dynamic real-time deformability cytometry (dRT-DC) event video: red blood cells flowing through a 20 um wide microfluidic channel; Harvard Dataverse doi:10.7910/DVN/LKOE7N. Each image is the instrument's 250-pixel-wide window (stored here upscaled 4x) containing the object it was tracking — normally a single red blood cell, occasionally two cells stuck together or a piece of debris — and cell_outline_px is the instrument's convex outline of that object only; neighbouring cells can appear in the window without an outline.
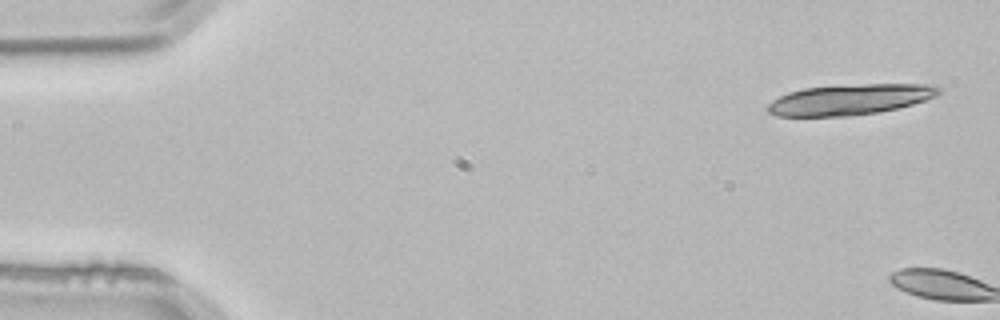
{"species": "common noctule bat (a hibernating species)", "species_latin": "Nyctalus noctula", "temperature_condition": "room temperature", "stored_images_in_passage": 4, "camera_frame_rate_fps": 3000, "um_per_image_px": 0.085, "animal": {"sex": "male", "body_mass_g": 21.5, "forearm_length_mm": 52.0}, "frame": {"image": 1, "passage_image": 1, "time_ms": 0.0, "image_size_px": [1000, 320], "cell_outline_px": [[944, 88], [936, 96], [912, 104], [880, 112], [852, 116], [776, 116], [768, 112], [764, 108], [772, 100], [788, 92], [804, 88], [864, 84], [936, 84]], "centroid_in_image_um": [72.26, 8.46], "position_along_channel_um": 12.7, "area_um2": 30.69}}